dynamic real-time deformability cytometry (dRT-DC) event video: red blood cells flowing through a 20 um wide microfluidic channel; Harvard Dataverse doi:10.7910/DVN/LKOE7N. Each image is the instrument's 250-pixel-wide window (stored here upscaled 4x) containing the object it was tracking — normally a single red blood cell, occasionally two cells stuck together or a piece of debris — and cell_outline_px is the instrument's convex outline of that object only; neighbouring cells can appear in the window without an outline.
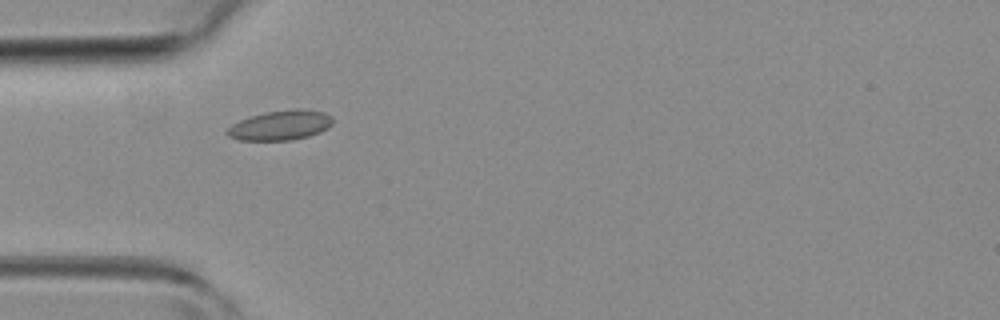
{"species": "common noctule bat (a hibernating species)", "species_latin": "Nyctalus noctula", "temperature_condition": "room temperature", "stored_images_in_passage": 3, "camera_frame_rate_fps": 3000, "um_per_image_px": 0.085, "animal": {"sex": "female", "body_mass_g": 19.3, "forearm_length_mm": 54.1}, "frame": {"image": 1, "passage_image": 2, "time_ms": 1.333, "image_size_px": [1000, 320], "cell_outline_px": [[332, 124], [328, 128], [320, 132], [308, 136], [292, 140], [240, 140], [228, 136], [224, 132], [232, 124], [248, 116], [264, 112], [296, 108], [300, 108], [324, 112], [332, 116]], "centroid_in_image_um": [23.83, 10.64], "position_along_channel_um": 61.2, "area_um2": 18.5}}
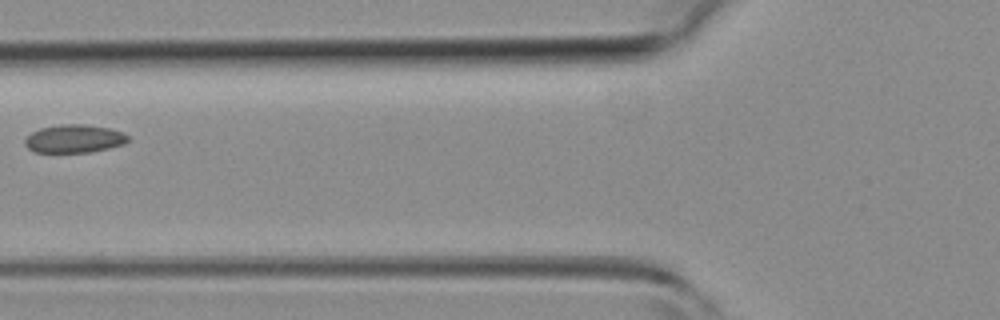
{"frame": {"image": 2, "passage_image": 3, "time_ms": 2.667, "image_size_px": [1000, 320], "cell_outline_px": [[128, 140], [124, 144], [92, 152], [36, 152], [28, 148], [24, 144], [24, 140], [32, 132], [40, 128], [60, 124], [84, 124], [112, 128], [124, 132], [128, 136]], "centroid_in_image_um": [6.33, 11.78], "position_along_channel_um": 119.5, "area_um2": 16.99}}